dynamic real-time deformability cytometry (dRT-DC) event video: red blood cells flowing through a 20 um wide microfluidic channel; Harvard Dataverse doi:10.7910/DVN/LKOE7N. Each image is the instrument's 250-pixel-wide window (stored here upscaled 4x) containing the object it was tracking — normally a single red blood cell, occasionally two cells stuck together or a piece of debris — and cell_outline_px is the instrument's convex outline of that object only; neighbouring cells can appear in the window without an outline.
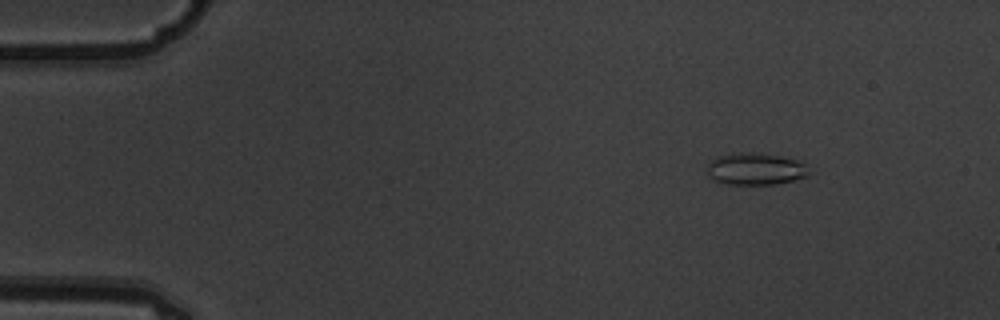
{"species": "common noctule bat (a hibernating species)", "species_latin": "Nyctalus noctula", "temperature_condition": "warm", "stored_images_in_passage": 5, "camera_frame_rate_fps": 3000, "um_per_image_px": 0.085, "animal": {"sex": "male", "body_mass_g": 19.5, "forearm_length_mm": 54.6}, "frame": {"image": 1, "passage_image": 2, "time_ms": 0.333, "image_size_px": [1000, 320], "cell_outline_px": [[808, 176], [776, 184], [728, 184], [712, 180], [704, 172], [708, 164], [712, 160], [720, 156], [740, 152], [756, 152], [780, 156], [796, 160], [804, 164]], "centroid_in_image_um": [64.13, 14.36], "position_along_channel_um": 20.9, "area_um2": 18.9}}
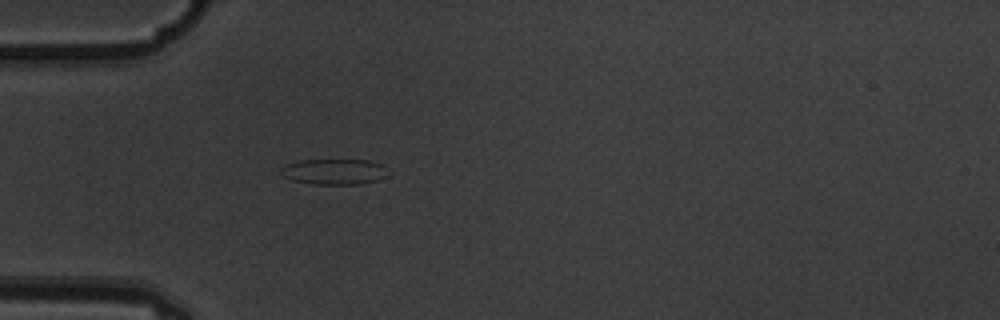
{"frame": {"image": 2, "passage_image": 5, "time_ms": 1.333, "image_size_px": [1000, 320], "cell_outline_px": [[388, 176], [380, 180], [360, 184], [312, 184], [292, 180], [284, 176], [280, 172], [280, 168], [284, 164], [300, 160], [368, 160], [380, 164]], "centroid_in_image_um": [28.36, 14.59], "position_along_channel_um": 56.6, "area_um2": 16.01}}